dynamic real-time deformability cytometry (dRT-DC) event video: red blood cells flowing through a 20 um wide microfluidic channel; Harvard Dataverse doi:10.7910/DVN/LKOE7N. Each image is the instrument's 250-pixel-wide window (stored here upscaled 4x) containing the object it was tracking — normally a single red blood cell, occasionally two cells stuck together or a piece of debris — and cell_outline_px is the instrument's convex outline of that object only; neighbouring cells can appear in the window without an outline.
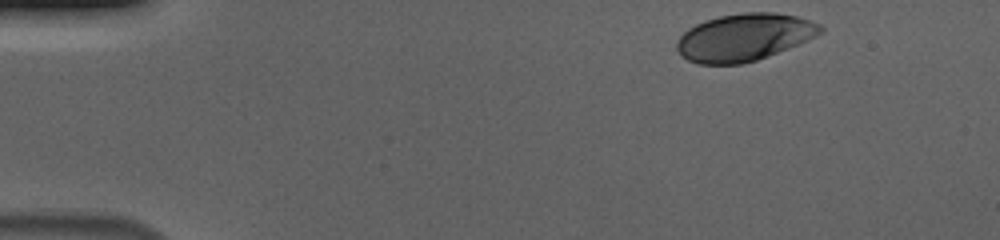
{"species": "human", "species_latin": "Homo sapiens", "temperature_condition": "cold", "stored_images_in_passage": 42, "camera_frame_rate_fps": 3000, "um_per_image_px": 0.085, "donor": {"sex": "male"}, "frame": {"image": 1, "passage_image": 1, "time_ms": 0.0, "image_size_px": [1000, 240], "cell_outline_px": [[824, 28], [816, 36], [788, 48], [768, 56], [756, 60], [740, 64], [700, 64], [688, 60], [680, 56], [676, 48], [676, 40], [688, 28], [704, 20], [720, 16], [744, 12], [776, 12], [796, 16], [820, 24]], "centroid_in_image_um": [63.22, 3.17], "position_along_channel_um": 21.8, "area_um2": 39.54}}
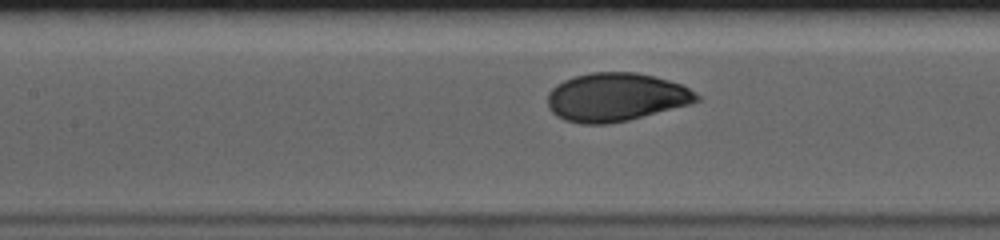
{"frame": {"image": 2, "passage_image": 20, "time_ms": 6.333, "image_size_px": [1000, 240], "cell_outline_px": [[700, 100], [688, 104], [628, 120], [608, 124], [580, 124], [564, 120], [556, 116], [548, 108], [548, 92], [556, 84], [564, 80], [576, 76], [592, 72], [636, 72], [656, 76], [680, 84], [696, 92], [700, 96]], "centroid_in_image_um": [52.32, 8.26], "position_along_channel_um": 155.1, "area_um2": 42.02}}
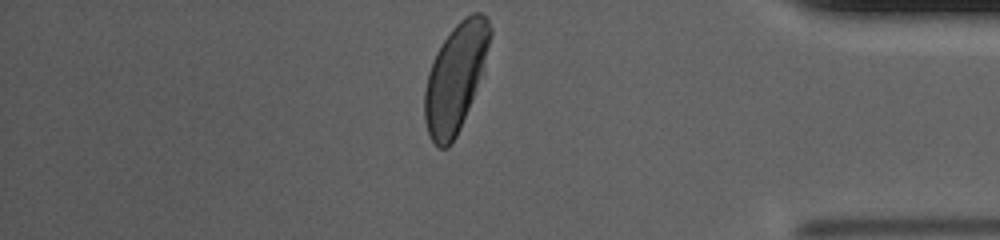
{"frame": {"image": 3, "passage_image": 42, "time_ms": 13.667, "image_size_px": [1000, 240], "cell_outline_px": [[492, 36], [468, 108], [460, 128], [452, 144], [448, 148], [440, 148], [432, 140], [428, 132], [424, 120], [424, 92], [428, 72], [436, 52], [452, 28], [460, 20], [472, 12], [480, 12], [488, 20], [492, 28]], "centroid_in_image_um": [38.68, 6.58], "position_along_channel_um": 396.5, "area_um2": 40.17}, "authors_computed_cell_mechanics": {"area_um2": 41.5004, "velocity_mm_per_s": 3.6628, "shape_relaxation_time_tau1_ms": 2.5546, "shape_relaxation_time_tau2_ms": null, "deformation_change_tau1": 0.1338, "deformation_change_tau2": null}}